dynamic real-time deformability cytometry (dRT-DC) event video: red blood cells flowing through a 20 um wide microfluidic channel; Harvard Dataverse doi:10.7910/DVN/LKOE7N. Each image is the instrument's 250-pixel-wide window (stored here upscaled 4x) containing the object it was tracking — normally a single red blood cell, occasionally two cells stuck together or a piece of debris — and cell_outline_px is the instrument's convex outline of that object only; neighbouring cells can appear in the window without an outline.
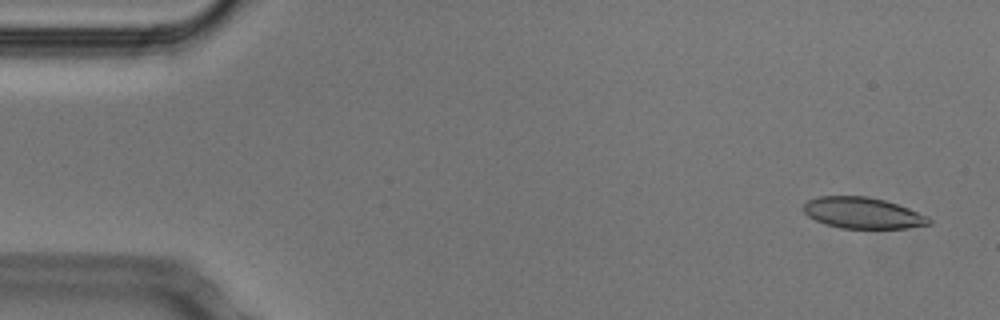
{"species": "Egyptian fruit bat (a non-hibernating species)", "species_latin": "Rousettus aegyptiacus", "temperature_condition": "cold", "stored_images_in_passage": 53, "camera_frame_rate_fps": 3000, "um_per_image_px": 0.085, "animal": {"sex": "male"}, "frame": {"image": 1, "passage_image": 3, "time_ms": 0.667, "image_size_px": [1000, 320], "cell_outline_px": [[932, 224], [904, 228], [840, 228], [824, 224], [808, 216], [804, 212], [804, 204], [808, 200], [820, 196], [868, 196], [884, 200], [908, 208], [928, 216], [932, 220]], "centroid_in_image_um": [73.33, 18.1], "position_along_channel_um": 11.7, "area_um2": 22.72}}
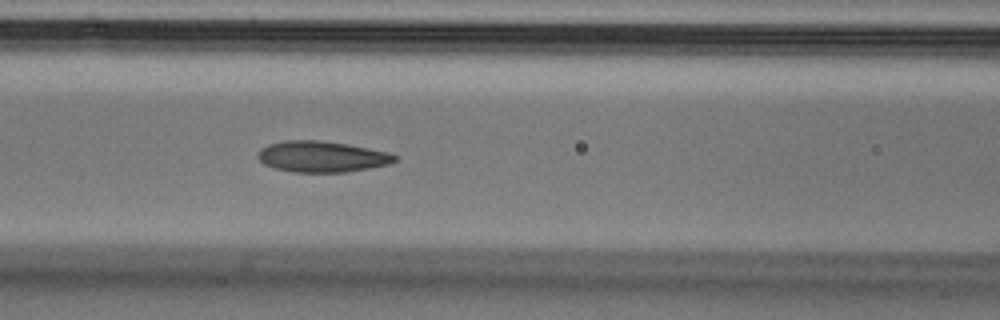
{"frame": {"image": 2, "passage_image": 22, "time_ms": 7.0, "image_size_px": [1000, 320], "cell_outline_px": [[400, 156], [396, 160], [388, 164], [368, 168], [344, 172], [296, 172], [272, 168], [264, 164], [256, 156], [260, 148], [268, 144], [284, 140], [320, 140], [348, 144], [388, 152]], "centroid_in_image_um": [27.33, 13.3], "position_along_channel_um": 139.3, "area_um2": 24.85}}
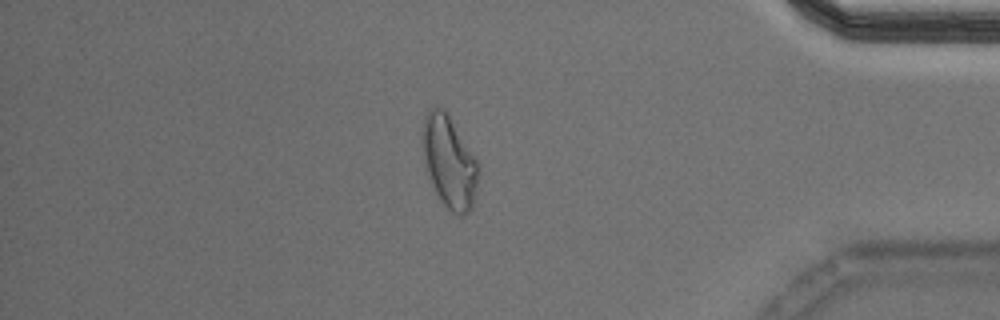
{"frame": {"image": 3, "passage_image": 45, "time_ms": 14.667, "image_size_px": [1000, 320], "cell_outline_px": [[480, 172], [476, 192], [472, 208], [468, 212], [460, 216], [456, 216], [440, 200], [436, 192], [424, 164], [420, 140], [420, 132], [424, 112], [436, 104], [444, 108], [476, 160]], "centroid_in_image_um": [38.14, 13.71], "position_along_channel_um": 397.1, "area_um2": 30.46}, "authors_computed_cell_mechanics": {"area_um2": 24.6228, "velocity_mm_per_s": 3.7947, "shape_relaxation_time_tau1_ms": 5.8121, "shape_relaxation_time_tau2_ms": 2.5704, "deformation_change_tau1": 0.1784, "deformation_change_tau2": 0.0945}}